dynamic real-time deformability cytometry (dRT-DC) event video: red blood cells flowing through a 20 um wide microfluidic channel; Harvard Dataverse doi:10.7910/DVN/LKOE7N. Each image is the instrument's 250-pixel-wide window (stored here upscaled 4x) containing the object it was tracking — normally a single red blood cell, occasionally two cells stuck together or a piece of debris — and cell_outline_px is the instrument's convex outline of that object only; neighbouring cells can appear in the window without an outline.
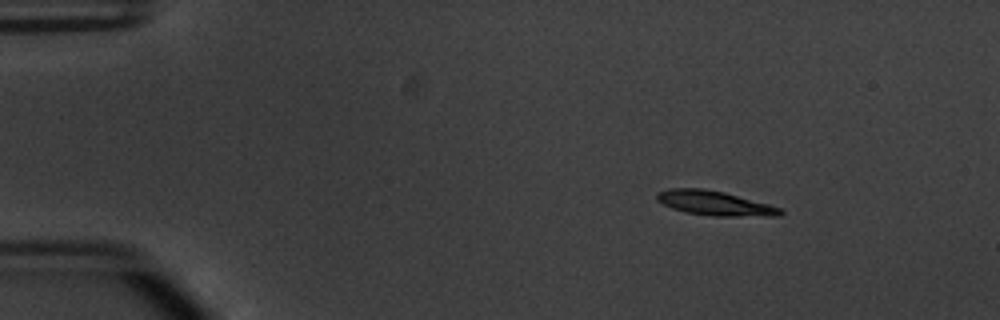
{"species": "common noctule bat (a hibernating species)", "species_latin": "Nyctalus noctula", "temperature_condition": "warm", "stored_images_in_passage": 46, "camera_frame_rate_fps": 3000, "um_per_image_px": 0.085, "animal": {"sex": "male", "body_mass_g": 20.1, "forearm_length_mm": 53.5}, "frame": {"image": 1, "passage_image": 1, "time_ms": 0.0, "image_size_px": [1000, 320], "cell_outline_px": [[784, 212], [780, 216], [712, 216], [684, 212], [672, 208], [656, 200], [656, 192], [668, 188], [704, 188], [724, 192], [768, 204], [780, 208]], "centroid_in_image_um": [60.71, 17.27], "position_along_channel_um": 24.3, "area_um2": 17.69}}
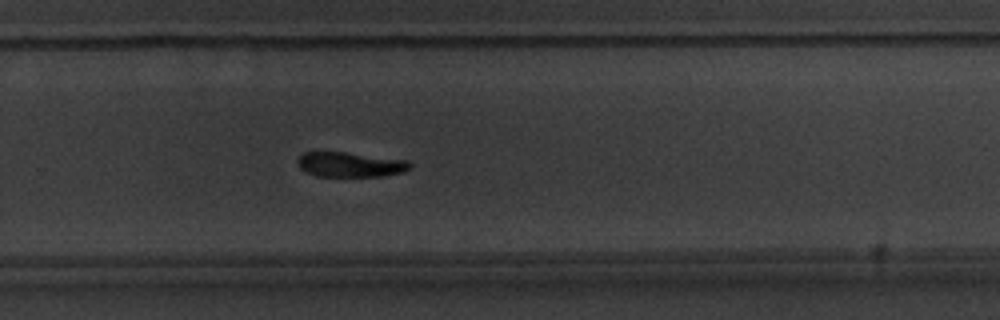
{"frame": {"image": 2, "passage_image": 29, "time_ms": 9.333, "image_size_px": [1000, 320], "cell_outline_px": [[412, 168], [404, 172], [384, 176], [316, 176], [300, 168], [300, 156], [304, 152], [344, 152], [408, 160], [412, 164]], "centroid_in_image_um": [29.86, 13.99], "position_along_channel_um": 299.9, "area_um2": 16.13}}
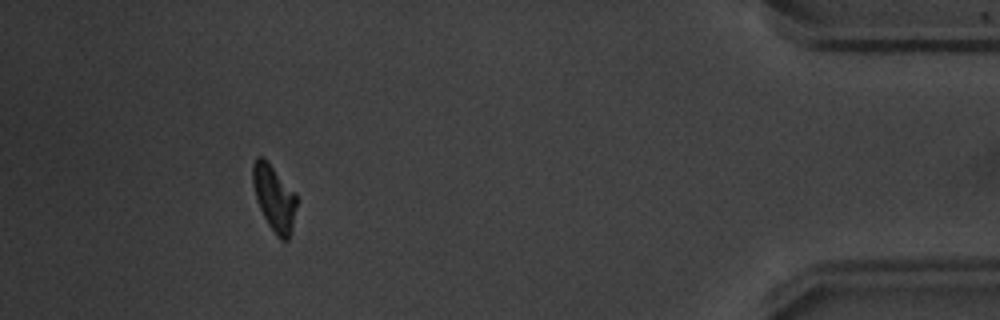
{"frame": {"image": 3, "passage_image": 42, "time_ms": 13.667, "image_size_px": [1000, 320], "cell_outline_px": [[296, 208], [292, 228], [288, 240], [280, 240], [276, 236], [268, 224], [256, 200], [252, 184], [252, 164], [256, 156], [264, 156], [296, 192]], "centroid_in_image_um": [23.29, 16.78], "position_along_channel_um": 411.9, "area_um2": 17.17}, "authors_computed_cell_mechanics": {"area_um2": 17.6579, "velocity_mm_per_s": 3.8394, "shape_relaxation_time_tau1_ms": 3.4842, "shape_relaxation_time_tau2_ms": 9.0205, "deformation_change_tau1": 0.1558, "deformation_change_tau2": 0.1608}}